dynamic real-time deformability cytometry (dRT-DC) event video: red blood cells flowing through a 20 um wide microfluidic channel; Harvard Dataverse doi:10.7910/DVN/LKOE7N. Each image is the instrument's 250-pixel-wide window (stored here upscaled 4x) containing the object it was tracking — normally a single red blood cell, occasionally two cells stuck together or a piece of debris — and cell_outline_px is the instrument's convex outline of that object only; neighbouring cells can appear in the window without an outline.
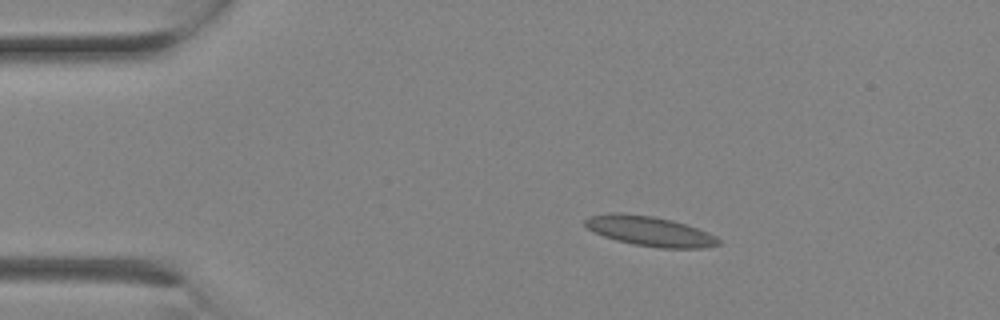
{"species": "Egyptian fruit bat (a non-hibernating species)", "species_latin": "Rousettus aegyptiacus", "temperature_condition": "room temperature", "stored_images_in_passage": 1, "camera_frame_rate_fps": 3000, "um_per_image_px": 0.085, "animal": {"sex": "female"}, "frame": {"image": 1, "passage_image": 1, "time_ms": 0.0, "image_size_px": [1000, 320], "cell_outline_px": [[720, 244], [704, 248], [656, 248], [616, 240], [604, 236], [588, 228], [584, 224], [584, 220], [588, 216], [612, 212], [616, 212], [652, 216], [672, 220], [708, 232], [716, 236], [720, 240]], "centroid_in_image_um": [55.23, 19.64], "position_along_channel_um": 29.8, "area_um2": 23.06}}